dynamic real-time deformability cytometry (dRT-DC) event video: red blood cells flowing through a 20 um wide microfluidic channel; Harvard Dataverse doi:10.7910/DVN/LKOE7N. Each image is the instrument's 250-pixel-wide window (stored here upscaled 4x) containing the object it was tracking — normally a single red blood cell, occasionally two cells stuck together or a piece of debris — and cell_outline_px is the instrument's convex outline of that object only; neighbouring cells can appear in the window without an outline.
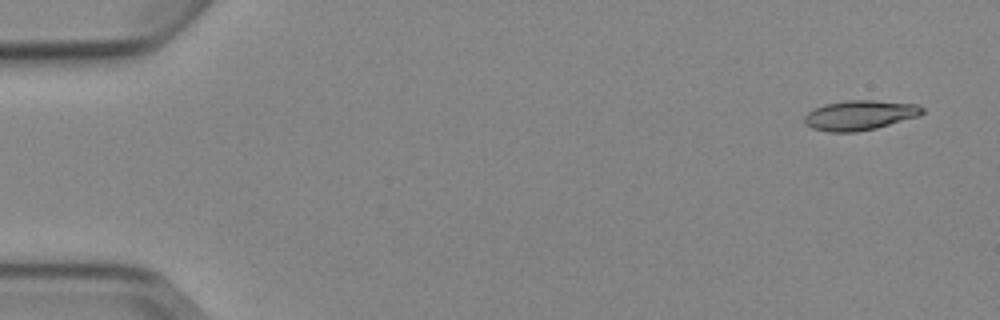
{"species": "Egyptian fruit bat (a non-hibernating species)", "species_latin": "Rousettus aegyptiacus", "temperature_condition": "cold", "stored_images_in_passage": 4, "camera_frame_rate_fps": 3000, "um_per_image_px": 0.085, "animal": {"sex": "female"}, "frame": {"image": 1, "passage_image": 1, "time_ms": 0.0, "image_size_px": [1000, 320], "cell_outline_px": [[924, 112], [920, 116], [876, 128], [856, 132], [828, 132], [812, 128], [804, 124], [804, 116], [808, 112], [824, 104], [848, 100], [872, 100], [916, 104], [924, 108]], "centroid_in_image_um": [73.08, 9.8], "position_along_channel_um": 11.9, "area_um2": 20.52}}
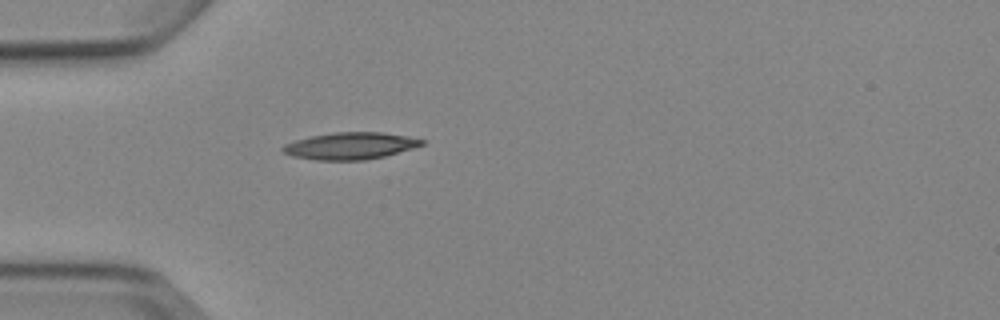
{"frame": {"image": 2, "passage_image": 4, "time_ms": 4.333, "image_size_px": [1000, 320], "cell_outline_px": [[424, 144], [412, 148], [384, 156], [364, 160], [316, 160], [292, 156], [284, 152], [280, 148], [284, 144], [296, 140], [312, 136], [336, 132], [380, 132], [404, 136], [424, 140]], "centroid_in_image_um": [29.73, 12.4], "position_along_channel_um": 55.3, "area_um2": 21.5}}